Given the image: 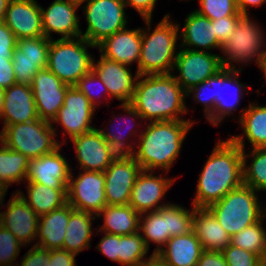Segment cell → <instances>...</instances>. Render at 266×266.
<instances>
[{
  "instance_id": "6da1fadb",
  "label": "cell",
  "mask_w": 266,
  "mask_h": 266,
  "mask_svg": "<svg viewBox=\"0 0 266 266\" xmlns=\"http://www.w3.org/2000/svg\"><path fill=\"white\" fill-rule=\"evenodd\" d=\"M191 205L209 207L243 184L242 150L230 139L218 140L199 174Z\"/></svg>"
},
{
  "instance_id": "7a4b0ae2",
  "label": "cell",
  "mask_w": 266,
  "mask_h": 266,
  "mask_svg": "<svg viewBox=\"0 0 266 266\" xmlns=\"http://www.w3.org/2000/svg\"><path fill=\"white\" fill-rule=\"evenodd\" d=\"M186 92L177 83L173 73L139 75L130 104L143 121H180L188 113Z\"/></svg>"
},
{
  "instance_id": "3957f363",
  "label": "cell",
  "mask_w": 266,
  "mask_h": 266,
  "mask_svg": "<svg viewBox=\"0 0 266 266\" xmlns=\"http://www.w3.org/2000/svg\"><path fill=\"white\" fill-rule=\"evenodd\" d=\"M195 123L193 120L149 122L142 129L132 156L142 170L163 169L168 174Z\"/></svg>"
},
{
  "instance_id": "277c9868",
  "label": "cell",
  "mask_w": 266,
  "mask_h": 266,
  "mask_svg": "<svg viewBox=\"0 0 266 266\" xmlns=\"http://www.w3.org/2000/svg\"><path fill=\"white\" fill-rule=\"evenodd\" d=\"M170 17L169 13L166 14L154 30L151 29L152 19H144L146 28H141V55L136 66L138 75L173 73L180 31L178 23L171 21Z\"/></svg>"
},
{
  "instance_id": "5b68a950",
  "label": "cell",
  "mask_w": 266,
  "mask_h": 266,
  "mask_svg": "<svg viewBox=\"0 0 266 266\" xmlns=\"http://www.w3.org/2000/svg\"><path fill=\"white\" fill-rule=\"evenodd\" d=\"M257 193L242 184L208 207L229 236L258 222L266 214V207Z\"/></svg>"
},
{
  "instance_id": "8992f818",
  "label": "cell",
  "mask_w": 266,
  "mask_h": 266,
  "mask_svg": "<svg viewBox=\"0 0 266 266\" xmlns=\"http://www.w3.org/2000/svg\"><path fill=\"white\" fill-rule=\"evenodd\" d=\"M88 47L97 48L82 36L50 39L47 69L63 83L75 86L79 79L93 70V59Z\"/></svg>"
},
{
  "instance_id": "52a82bcc",
  "label": "cell",
  "mask_w": 266,
  "mask_h": 266,
  "mask_svg": "<svg viewBox=\"0 0 266 266\" xmlns=\"http://www.w3.org/2000/svg\"><path fill=\"white\" fill-rule=\"evenodd\" d=\"M57 128L50 122L41 120L7 125L1 130L3 144L16 152L22 153L29 160L51 153L63 143L55 140Z\"/></svg>"
},
{
  "instance_id": "ba28073f",
  "label": "cell",
  "mask_w": 266,
  "mask_h": 266,
  "mask_svg": "<svg viewBox=\"0 0 266 266\" xmlns=\"http://www.w3.org/2000/svg\"><path fill=\"white\" fill-rule=\"evenodd\" d=\"M266 32L249 15H240L233 34L222 45L220 55L223 68L236 69L233 64L246 66L249 62L258 64L266 46Z\"/></svg>"
},
{
  "instance_id": "9c48e42d",
  "label": "cell",
  "mask_w": 266,
  "mask_h": 266,
  "mask_svg": "<svg viewBox=\"0 0 266 266\" xmlns=\"http://www.w3.org/2000/svg\"><path fill=\"white\" fill-rule=\"evenodd\" d=\"M87 27L81 36L97 46L105 38L127 27L125 3L123 0H80Z\"/></svg>"
},
{
  "instance_id": "30bf717a",
  "label": "cell",
  "mask_w": 266,
  "mask_h": 266,
  "mask_svg": "<svg viewBox=\"0 0 266 266\" xmlns=\"http://www.w3.org/2000/svg\"><path fill=\"white\" fill-rule=\"evenodd\" d=\"M241 71V67L236 69L223 68L215 76L210 77L215 107L206 119L213 126H219L224 118L231 117L240 105L241 97H244L246 90L248 93L249 86L240 83L238 79Z\"/></svg>"
},
{
  "instance_id": "8fae6325",
  "label": "cell",
  "mask_w": 266,
  "mask_h": 266,
  "mask_svg": "<svg viewBox=\"0 0 266 266\" xmlns=\"http://www.w3.org/2000/svg\"><path fill=\"white\" fill-rule=\"evenodd\" d=\"M220 55L211 53V51L188 50L185 48L178 50L173 68V73L175 69L179 73L177 76L174 74L177 83L186 92L208 78L215 76L223 69Z\"/></svg>"
},
{
  "instance_id": "7c38bea8",
  "label": "cell",
  "mask_w": 266,
  "mask_h": 266,
  "mask_svg": "<svg viewBox=\"0 0 266 266\" xmlns=\"http://www.w3.org/2000/svg\"><path fill=\"white\" fill-rule=\"evenodd\" d=\"M104 187V172L80 170L75 176L71 170L67 186L68 203L74 209L97 215L107 205Z\"/></svg>"
},
{
  "instance_id": "4fadbf2b",
  "label": "cell",
  "mask_w": 266,
  "mask_h": 266,
  "mask_svg": "<svg viewBox=\"0 0 266 266\" xmlns=\"http://www.w3.org/2000/svg\"><path fill=\"white\" fill-rule=\"evenodd\" d=\"M95 112L96 109L89 99L76 86H70L66 91L64 103L51 125H61L63 135H69L68 138L71 140L96 128L91 125Z\"/></svg>"
},
{
  "instance_id": "5bb4252c",
  "label": "cell",
  "mask_w": 266,
  "mask_h": 266,
  "mask_svg": "<svg viewBox=\"0 0 266 266\" xmlns=\"http://www.w3.org/2000/svg\"><path fill=\"white\" fill-rule=\"evenodd\" d=\"M141 171L142 168L132 155H118L104 171L107 205H128Z\"/></svg>"
},
{
  "instance_id": "9a60e30c",
  "label": "cell",
  "mask_w": 266,
  "mask_h": 266,
  "mask_svg": "<svg viewBox=\"0 0 266 266\" xmlns=\"http://www.w3.org/2000/svg\"><path fill=\"white\" fill-rule=\"evenodd\" d=\"M49 45L45 36L17 40L12 56L17 83L31 85L37 71L47 68Z\"/></svg>"
},
{
  "instance_id": "2e32d148",
  "label": "cell",
  "mask_w": 266,
  "mask_h": 266,
  "mask_svg": "<svg viewBox=\"0 0 266 266\" xmlns=\"http://www.w3.org/2000/svg\"><path fill=\"white\" fill-rule=\"evenodd\" d=\"M154 172L142 170L131 191L129 205L139 214L157 211L170 203L161 200L177 178H166L164 173L155 176Z\"/></svg>"
},
{
  "instance_id": "e0dca14e",
  "label": "cell",
  "mask_w": 266,
  "mask_h": 266,
  "mask_svg": "<svg viewBox=\"0 0 266 266\" xmlns=\"http://www.w3.org/2000/svg\"><path fill=\"white\" fill-rule=\"evenodd\" d=\"M69 87L47 68L37 71L31 88L41 120L52 122L64 103L65 94Z\"/></svg>"
},
{
  "instance_id": "ac0fdd59",
  "label": "cell",
  "mask_w": 266,
  "mask_h": 266,
  "mask_svg": "<svg viewBox=\"0 0 266 266\" xmlns=\"http://www.w3.org/2000/svg\"><path fill=\"white\" fill-rule=\"evenodd\" d=\"M79 7L80 0H54L46 9L40 5L44 36L52 39L51 33H56L61 39L80 37L82 29L76 13Z\"/></svg>"
},
{
  "instance_id": "d6986e66",
  "label": "cell",
  "mask_w": 266,
  "mask_h": 266,
  "mask_svg": "<svg viewBox=\"0 0 266 266\" xmlns=\"http://www.w3.org/2000/svg\"><path fill=\"white\" fill-rule=\"evenodd\" d=\"M62 145L51 153L29 160L26 182L46 185L53 189H67L71 165L61 154Z\"/></svg>"
},
{
  "instance_id": "ffe728a7",
  "label": "cell",
  "mask_w": 266,
  "mask_h": 266,
  "mask_svg": "<svg viewBox=\"0 0 266 266\" xmlns=\"http://www.w3.org/2000/svg\"><path fill=\"white\" fill-rule=\"evenodd\" d=\"M70 141L75 147L79 170L104 172L118 156L97 128Z\"/></svg>"
},
{
  "instance_id": "44dd1931",
  "label": "cell",
  "mask_w": 266,
  "mask_h": 266,
  "mask_svg": "<svg viewBox=\"0 0 266 266\" xmlns=\"http://www.w3.org/2000/svg\"><path fill=\"white\" fill-rule=\"evenodd\" d=\"M93 71L106 86L109 101L113 98L121 101V104L132 101L139 75L135 72L133 76L128 65L120 64L100 55L98 62L93 59Z\"/></svg>"
},
{
  "instance_id": "7402d4cb",
  "label": "cell",
  "mask_w": 266,
  "mask_h": 266,
  "mask_svg": "<svg viewBox=\"0 0 266 266\" xmlns=\"http://www.w3.org/2000/svg\"><path fill=\"white\" fill-rule=\"evenodd\" d=\"M11 196L6 211H0V225L26 247L37 238L39 216L16 192Z\"/></svg>"
},
{
  "instance_id": "603a6c76",
  "label": "cell",
  "mask_w": 266,
  "mask_h": 266,
  "mask_svg": "<svg viewBox=\"0 0 266 266\" xmlns=\"http://www.w3.org/2000/svg\"><path fill=\"white\" fill-rule=\"evenodd\" d=\"M4 23L16 39L42 37V13L36 0H11Z\"/></svg>"
},
{
  "instance_id": "cb8c5ba5",
  "label": "cell",
  "mask_w": 266,
  "mask_h": 266,
  "mask_svg": "<svg viewBox=\"0 0 266 266\" xmlns=\"http://www.w3.org/2000/svg\"><path fill=\"white\" fill-rule=\"evenodd\" d=\"M37 119L39 116L31 85L16 83L5 88L0 117L3 127Z\"/></svg>"
},
{
  "instance_id": "d4e9b609",
  "label": "cell",
  "mask_w": 266,
  "mask_h": 266,
  "mask_svg": "<svg viewBox=\"0 0 266 266\" xmlns=\"http://www.w3.org/2000/svg\"><path fill=\"white\" fill-rule=\"evenodd\" d=\"M141 45V27L131 30L126 27L105 38L97 45V49L101 53L100 55L106 59L128 66L136 62L138 66Z\"/></svg>"
},
{
  "instance_id": "484cf974",
  "label": "cell",
  "mask_w": 266,
  "mask_h": 266,
  "mask_svg": "<svg viewBox=\"0 0 266 266\" xmlns=\"http://www.w3.org/2000/svg\"><path fill=\"white\" fill-rule=\"evenodd\" d=\"M178 23L179 37L182 39L179 48L198 51H212L222 48L217 40L212 22L207 17L192 11L187 15L183 28Z\"/></svg>"
},
{
  "instance_id": "4316f807",
  "label": "cell",
  "mask_w": 266,
  "mask_h": 266,
  "mask_svg": "<svg viewBox=\"0 0 266 266\" xmlns=\"http://www.w3.org/2000/svg\"><path fill=\"white\" fill-rule=\"evenodd\" d=\"M192 228L203 250L222 252L231 243V236L219 224L208 207L193 206Z\"/></svg>"
},
{
  "instance_id": "83f0119b",
  "label": "cell",
  "mask_w": 266,
  "mask_h": 266,
  "mask_svg": "<svg viewBox=\"0 0 266 266\" xmlns=\"http://www.w3.org/2000/svg\"><path fill=\"white\" fill-rule=\"evenodd\" d=\"M251 102L242 108L237 120L244 132L241 135H230L229 138L241 149L245 150V140L252 148L266 147V105Z\"/></svg>"
},
{
  "instance_id": "f1b7e54d",
  "label": "cell",
  "mask_w": 266,
  "mask_h": 266,
  "mask_svg": "<svg viewBox=\"0 0 266 266\" xmlns=\"http://www.w3.org/2000/svg\"><path fill=\"white\" fill-rule=\"evenodd\" d=\"M203 248L194 232L171 237L155 255L166 266H196Z\"/></svg>"
},
{
  "instance_id": "f546056e",
  "label": "cell",
  "mask_w": 266,
  "mask_h": 266,
  "mask_svg": "<svg viewBox=\"0 0 266 266\" xmlns=\"http://www.w3.org/2000/svg\"><path fill=\"white\" fill-rule=\"evenodd\" d=\"M73 209L67 203L48 214L39 216L37 242L33 246L36 245L48 250L62 249L66 227Z\"/></svg>"
},
{
  "instance_id": "4dcf8cb0",
  "label": "cell",
  "mask_w": 266,
  "mask_h": 266,
  "mask_svg": "<svg viewBox=\"0 0 266 266\" xmlns=\"http://www.w3.org/2000/svg\"><path fill=\"white\" fill-rule=\"evenodd\" d=\"M118 107H120L124 112H126V115L129 116H125L123 115V117L121 119H123V121H121V123L124 122V126L126 123V127L127 125L130 126L129 130L127 129V132L123 131V127H121V124H119V119L117 121L116 118V123H118L117 125L114 122V125H116L117 127H112V121L110 120L108 124H106V126L110 125V128H113L110 130V128H104V129H99L97 127V130L101 133V135L103 136V138L105 139V141L112 147V149L118 154V155H132V153L134 152L135 149V145H136V139H138L139 135L141 134V132L139 133V130H135L134 127H137L136 124V120L139 119V121L142 124V117L140 115V113L130 104V103H124V104H120ZM127 117V118H126ZM136 119V120H135ZM134 121L136 124H134ZM133 122V125H132ZM128 123V124H127ZM128 128V127H127ZM119 129V130H118ZM126 129V128H125ZM120 131V132H118ZM121 131H123L126 135H124ZM117 132V133H116ZM138 134V135H137ZM130 137V138H129ZM132 137L135 138L134 140V144H132ZM137 137V138H136ZM131 139V141H130Z\"/></svg>"
},
{
  "instance_id": "1f68e13d",
  "label": "cell",
  "mask_w": 266,
  "mask_h": 266,
  "mask_svg": "<svg viewBox=\"0 0 266 266\" xmlns=\"http://www.w3.org/2000/svg\"><path fill=\"white\" fill-rule=\"evenodd\" d=\"M103 216L104 223L99 225L97 233H108L112 235H131L139 232L140 214L131 205H106L96 215Z\"/></svg>"
},
{
  "instance_id": "d6a6232c",
  "label": "cell",
  "mask_w": 266,
  "mask_h": 266,
  "mask_svg": "<svg viewBox=\"0 0 266 266\" xmlns=\"http://www.w3.org/2000/svg\"><path fill=\"white\" fill-rule=\"evenodd\" d=\"M95 219L96 215L90 212L73 209L66 227L62 249L76 255L86 249H90V241L92 235H94L92 222Z\"/></svg>"
},
{
  "instance_id": "836d02e7",
  "label": "cell",
  "mask_w": 266,
  "mask_h": 266,
  "mask_svg": "<svg viewBox=\"0 0 266 266\" xmlns=\"http://www.w3.org/2000/svg\"><path fill=\"white\" fill-rule=\"evenodd\" d=\"M27 194L22 191L15 192L33 209L38 215H44L58 209L68 203L67 189H53L46 185L34 182H26Z\"/></svg>"
},
{
  "instance_id": "e575fe53",
  "label": "cell",
  "mask_w": 266,
  "mask_h": 266,
  "mask_svg": "<svg viewBox=\"0 0 266 266\" xmlns=\"http://www.w3.org/2000/svg\"><path fill=\"white\" fill-rule=\"evenodd\" d=\"M0 184L6 189L11 184L26 181L29 159L22 153L13 151L3 144L0 132Z\"/></svg>"
},
{
  "instance_id": "d590c367",
  "label": "cell",
  "mask_w": 266,
  "mask_h": 266,
  "mask_svg": "<svg viewBox=\"0 0 266 266\" xmlns=\"http://www.w3.org/2000/svg\"><path fill=\"white\" fill-rule=\"evenodd\" d=\"M139 233L145 241L147 248H150V241L157 246L153 251L155 256L171 238L169 236L167 217L158 209L148 213L140 214Z\"/></svg>"
},
{
  "instance_id": "8d00e7d4",
  "label": "cell",
  "mask_w": 266,
  "mask_h": 266,
  "mask_svg": "<svg viewBox=\"0 0 266 266\" xmlns=\"http://www.w3.org/2000/svg\"><path fill=\"white\" fill-rule=\"evenodd\" d=\"M243 157V184L257 192L266 191V147L252 148L246 153L242 150ZM251 160L250 165L247 159ZM247 165V166H246Z\"/></svg>"
},
{
  "instance_id": "74e56055",
  "label": "cell",
  "mask_w": 266,
  "mask_h": 266,
  "mask_svg": "<svg viewBox=\"0 0 266 266\" xmlns=\"http://www.w3.org/2000/svg\"><path fill=\"white\" fill-rule=\"evenodd\" d=\"M266 214L256 223L247 226L231 237V244L254 253L266 262V230L263 223Z\"/></svg>"
},
{
  "instance_id": "f35d334b",
  "label": "cell",
  "mask_w": 266,
  "mask_h": 266,
  "mask_svg": "<svg viewBox=\"0 0 266 266\" xmlns=\"http://www.w3.org/2000/svg\"><path fill=\"white\" fill-rule=\"evenodd\" d=\"M150 251L139 232L131 235H119V264L120 266L134 265L150 260L154 257H146Z\"/></svg>"
},
{
  "instance_id": "ab89813d",
  "label": "cell",
  "mask_w": 266,
  "mask_h": 266,
  "mask_svg": "<svg viewBox=\"0 0 266 266\" xmlns=\"http://www.w3.org/2000/svg\"><path fill=\"white\" fill-rule=\"evenodd\" d=\"M167 217L170 237L186 235L192 232L193 207L186 209L184 206L169 203L159 209Z\"/></svg>"
},
{
  "instance_id": "60d3db41",
  "label": "cell",
  "mask_w": 266,
  "mask_h": 266,
  "mask_svg": "<svg viewBox=\"0 0 266 266\" xmlns=\"http://www.w3.org/2000/svg\"><path fill=\"white\" fill-rule=\"evenodd\" d=\"M198 3L200 7L194 11L210 20L241 15L236 0H198Z\"/></svg>"
},
{
  "instance_id": "b9f144b4",
  "label": "cell",
  "mask_w": 266,
  "mask_h": 266,
  "mask_svg": "<svg viewBox=\"0 0 266 266\" xmlns=\"http://www.w3.org/2000/svg\"><path fill=\"white\" fill-rule=\"evenodd\" d=\"M75 86L89 99L91 105L95 109L98 106H100L101 103L103 104L102 100H99L102 98L103 95L105 98L104 100H106V99L109 100L108 99L109 94H108V90H107L106 86L104 85V83L101 81L99 76L93 70L90 73L81 77ZM102 93H103V95H102ZM99 95H101V96H99Z\"/></svg>"
},
{
  "instance_id": "7bdbcfd3",
  "label": "cell",
  "mask_w": 266,
  "mask_h": 266,
  "mask_svg": "<svg viewBox=\"0 0 266 266\" xmlns=\"http://www.w3.org/2000/svg\"><path fill=\"white\" fill-rule=\"evenodd\" d=\"M23 246L9 230L0 225V266H15Z\"/></svg>"
},
{
  "instance_id": "ee69618b",
  "label": "cell",
  "mask_w": 266,
  "mask_h": 266,
  "mask_svg": "<svg viewBox=\"0 0 266 266\" xmlns=\"http://www.w3.org/2000/svg\"><path fill=\"white\" fill-rule=\"evenodd\" d=\"M228 266H266L258 255L248 252L231 243L222 251Z\"/></svg>"
},
{
  "instance_id": "f6af8a7d",
  "label": "cell",
  "mask_w": 266,
  "mask_h": 266,
  "mask_svg": "<svg viewBox=\"0 0 266 266\" xmlns=\"http://www.w3.org/2000/svg\"><path fill=\"white\" fill-rule=\"evenodd\" d=\"M191 94L195 103L204 105L202 108L205 113L204 116L207 118L215 107L214 91L210 85V78L186 91V97H189Z\"/></svg>"
},
{
  "instance_id": "bcb514c9",
  "label": "cell",
  "mask_w": 266,
  "mask_h": 266,
  "mask_svg": "<svg viewBox=\"0 0 266 266\" xmlns=\"http://www.w3.org/2000/svg\"><path fill=\"white\" fill-rule=\"evenodd\" d=\"M240 15L225 16L216 20H211L217 40L223 45L233 34Z\"/></svg>"
},
{
  "instance_id": "7dc6e473",
  "label": "cell",
  "mask_w": 266,
  "mask_h": 266,
  "mask_svg": "<svg viewBox=\"0 0 266 266\" xmlns=\"http://www.w3.org/2000/svg\"><path fill=\"white\" fill-rule=\"evenodd\" d=\"M104 234L95 248L110 260L119 263V235Z\"/></svg>"
},
{
  "instance_id": "c3c4849f",
  "label": "cell",
  "mask_w": 266,
  "mask_h": 266,
  "mask_svg": "<svg viewBox=\"0 0 266 266\" xmlns=\"http://www.w3.org/2000/svg\"><path fill=\"white\" fill-rule=\"evenodd\" d=\"M49 255L50 250L32 245L24 254L20 264L16 263V266H48Z\"/></svg>"
},
{
  "instance_id": "681fc988",
  "label": "cell",
  "mask_w": 266,
  "mask_h": 266,
  "mask_svg": "<svg viewBox=\"0 0 266 266\" xmlns=\"http://www.w3.org/2000/svg\"><path fill=\"white\" fill-rule=\"evenodd\" d=\"M17 47V39L5 23H0V56L12 59L13 51Z\"/></svg>"
},
{
  "instance_id": "f907efd6",
  "label": "cell",
  "mask_w": 266,
  "mask_h": 266,
  "mask_svg": "<svg viewBox=\"0 0 266 266\" xmlns=\"http://www.w3.org/2000/svg\"><path fill=\"white\" fill-rule=\"evenodd\" d=\"M76 254L64 249L50 250L48 256V266H77Z\"/></svg>"
},
{
  "instance_id": "816d5d0a",
  "label": "cell",
  "mask_w": 266,
  "mask_h": 266,
  "mask_svg": "<svg viewBox=\"0 0 266 266\" xmlns=\"http://www.w3.org/2000/svg\"><path fill=\"white\" fill-rule=\"evenodd\" d=\"M16 83L12 59L0 56V87L5 89Z\"/></svg>"
},
{
  "instance_id": "f5cc1de1",
  "label": "cell",
  "mask_w": 266,
  "mask_h": 266,
  "mask_svg": "<svg viewBox=\"0 0 266 266\" xmlns=\"http://www.w3.org/2000/svg\"><path fill=\"white\" fill-rule=\"evenodd\" d=\"M123 2L126 7L135 9L143 19H152L157 0H123Z\"/></svg>"
},
{
  "instance_id": "db71d44e",
  "label": "cell",
  "mask_w": 266,
  "mask_h": 266,
  "mask_svg": "<svg viewBox=\"0 0 266 266\" xmlns=\"http://www.w3.org/2000/svg\"><path fill=\"white\" fill-rule=\"evenodd\" d=\"M196 266H228L220 251L203 250Z\"/></svg>"
},
{
  "instance_id": "11a10c76",
  "label": "cell",
  "mask_w": 266,
  "mask_h": 266,
  "mask_svg": "<svg viewBox=\"0 0 266 266\" xmlns=\"http://www.w3.org/2000/svg\"><path fill=\"white\" fill-rule=\"evenodd\" d=\"M237 3V7L239 12L242 15H250V13L248 12V7L249 9L251 7H260L262 6L264 3H266V0H236Z\"/></svg>"
},
{
  "instance_id": "9f6ffc18",
  "label": "cell",
  "mask_w": 266,
  "mask_h": 266,
  "mask_svg": "<svg viewBox=\"0 0 266 266\" xmlns=\"http://www.w3.org/2000/svg\"><path fill=\"white\" fill-rule=\"evenodd\" d=\"M11 0H0V23H4L5 13Z\"/></svg>"
},
{
  "instance_id": "6f0895ef",
  "label": "cell",
  "mask_w": 266,
  "mask_h": 266,
  "mask_svg": "<svg viewBox=\"0 0 266 266\" xmlns=\"http://www.w3.org/2000/svg\"><path fill=\"white\" fill-rule=\"evenodd\" d=\"M257 65L258 67H260V70L263 72L264 78H266V47Z\"/></svg>"
},
{
  "instance_id": "680465c9",
  "label": "cell",
  "mask_w": 266,
  "mask_h": 266,
  "mask_svg": "<svg viewBox=\"0 0 266 266\" xmlns=\"http://www.w3.org/2000/svg\"><path fill=\"white\" fill-rule=\"evenodd\" d=\"M147 266H166L163 264L156 256H154L152 259L147 260Z\"/></svg>"
},
{
  "instance_id": "91938a15",
  "label": "cell",
  "mask_w": 266,
  "mask_h": 266,
  "mask_svg": "<svg viewBox=\"0 0 266 266\" xmlns=\"http://www.w3.org/2000/svg\"><path fill=\"white\" fill-rule=\"evenodd\" d=\"M4 88L0 87V117H1V108L3 103V96H4Z\"/></svg>"
},
{
  "instance_id": "94428289",
  "label": "cell",
  "mask_w": 266,
  "mask_h": 266,
  "mask_svg": "<svg viewBox=\"0 0 266 266\" xmlns=\"http://www.w3.org/2000/svg\"><path fill=\"white\" fill-rule=\"evenodd\" d=\"M127 266H147V261L141 262L139 264L127 265Z\"/></svg>"
}]
</instances>
